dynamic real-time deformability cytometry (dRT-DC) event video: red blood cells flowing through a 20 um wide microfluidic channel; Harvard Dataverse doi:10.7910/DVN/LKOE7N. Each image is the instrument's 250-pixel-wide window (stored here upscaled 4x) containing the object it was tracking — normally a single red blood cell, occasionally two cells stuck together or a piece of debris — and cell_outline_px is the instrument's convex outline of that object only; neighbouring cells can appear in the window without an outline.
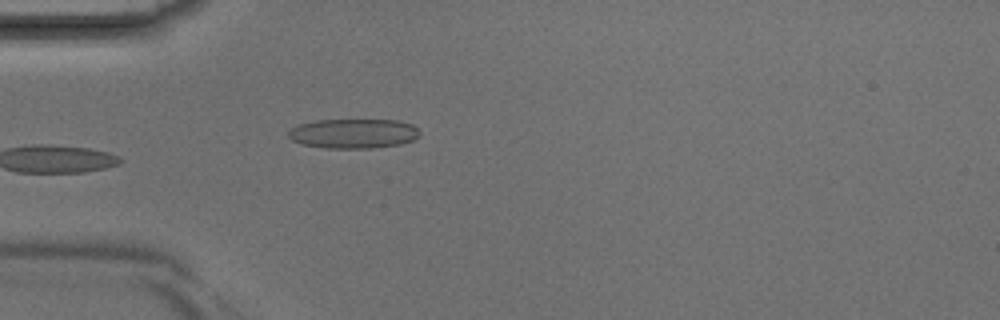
{"species": "Egyptian fruit bat (a non-hibernating species)", "species_latin": "Rousettus aegyptiacus", "temperature_condition": "room temperature", "stored_images_in_passage": 2, "camera_frame_rate_fps": 3000, "um_per_image_px": 0.085, "animal": {"sex": "male"}, "frame": {"image": 1, "passage_image": 2, "time_ms": 0.333, "image_size_px": [1000, 320], "cell_outline_px": [[420, 136], [412, 140], [400, 144], [372, 148], [328, 148], [300, 144], [292, 140], [288, 136], [288, 132], [292, 128], [300, 124], [316, 120], [400, 120], [412, 124], [420, 132]], "centroid_in_image_um": [30.05, 11.35], "position_along_channel_um": 54.9, "area_um2": 22.66}}